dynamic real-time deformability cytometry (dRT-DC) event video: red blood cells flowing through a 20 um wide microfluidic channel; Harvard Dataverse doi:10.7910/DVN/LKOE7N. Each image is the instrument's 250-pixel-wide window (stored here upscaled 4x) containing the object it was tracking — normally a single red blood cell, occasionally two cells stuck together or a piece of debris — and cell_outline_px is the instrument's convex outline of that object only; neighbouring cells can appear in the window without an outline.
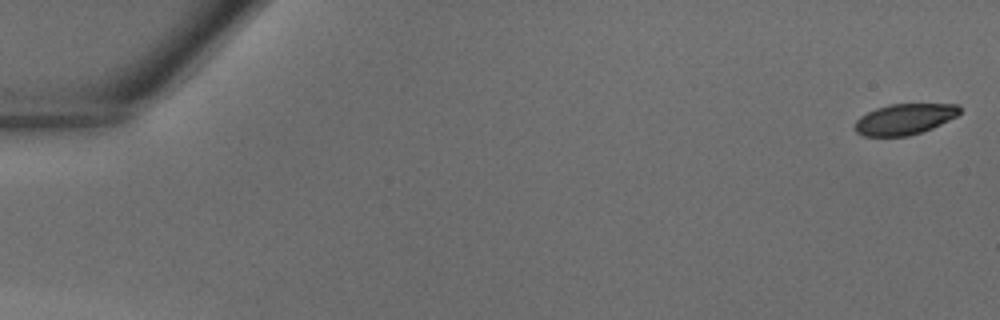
{"species": "common noctule bat (a hibernating species)", "species_latin": "Nyctalus noctula", "temperature_condition": "warm", "stored_images_in_passage": 42, "camera_frame_rate_fps": 3000, "um_per_image_px": 0.085, "animal": {"sex": "male", "body_mass_g": 18.8}, "frame": {"image": 1, "passage_image": 1, "time_ms": 0.0, "image_size_px": [1000, 320], "cell_outline_px": [[960, 112], [956, 116], [932, 128], [908, 136], [864, 136], [856, 132], [856, 120], [860, 116], [876, 108], [888, 104], [960, 104]], "centroid_in_image_um": [76.88, 10.12], "position_along_channel_um": 8.1, "area_um2": 18.67}}
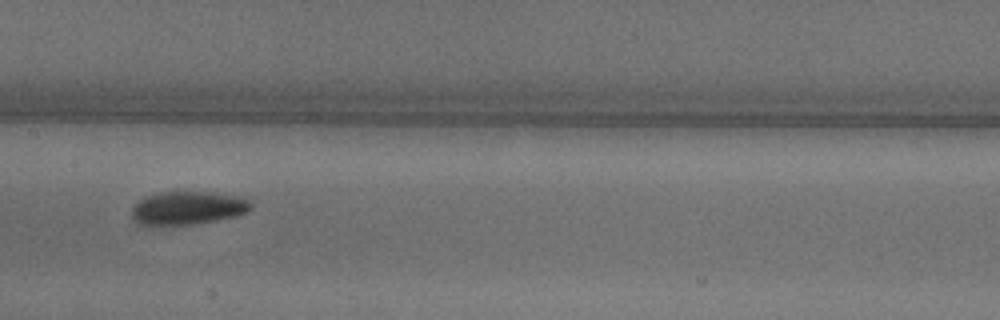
{"frame": {"image": 2, "passage_image": 22, "time_ms": 7.0, "image_size_px": [1000, 320], "cell_outline_px": [[248, 212], [236, 216], [216, 220], [192, 224], [152, 228], [140, 224], [132, 216], [132, 208], [144, 196], [164, 192], [204, 192], [236, 196], [248, 200]], "centroid_in_image_um": [15.86, 17.72], "position_along_channel_um": 191.5, "area_um2": 23.12}}
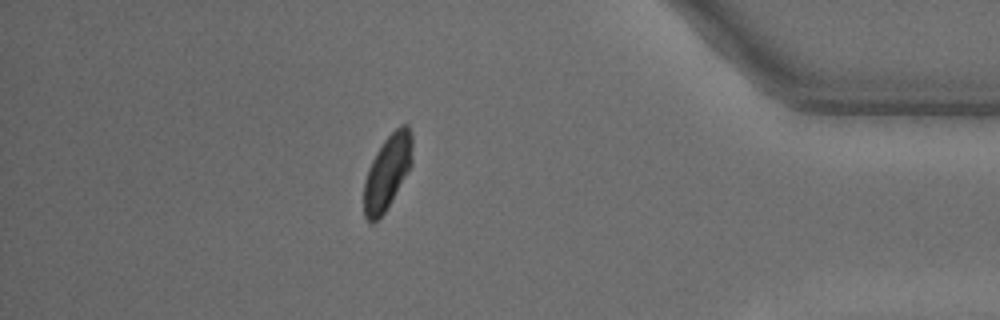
{"frame": {"image": 3, "passage_image": 37, "time_ms": 12.0, "image_size_px": [1000, 320], "cell_outline_px": [[412, 164], [384, 212], [372, 224], [364, 216], [364, 180], [368, 168], [376, 152], [384, 140], [400, 124], [408, 124], [412, 132]], "centroid_in_image_um": [32.92, 14.58], "position_along_channel_um": 402.3, "area_um2": 20.81}}